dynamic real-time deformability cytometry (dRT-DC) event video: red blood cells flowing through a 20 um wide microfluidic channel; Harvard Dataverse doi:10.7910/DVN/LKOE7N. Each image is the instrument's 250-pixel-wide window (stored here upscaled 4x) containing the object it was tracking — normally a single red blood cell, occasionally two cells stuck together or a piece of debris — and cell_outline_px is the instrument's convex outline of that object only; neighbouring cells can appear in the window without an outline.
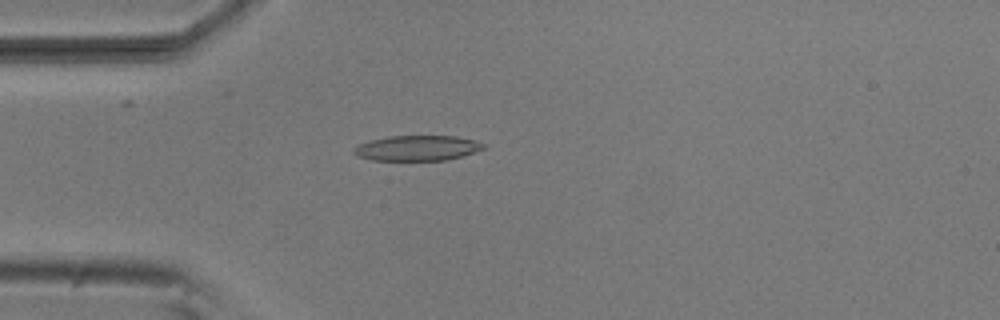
{"species": "common noctule bat (a hibernating species)", "species_latin": "Nyctalus noctula", "temperature_condition": "room temperature", "stored_images_in_passage": 53, "camera_frame_rate_fps": 3000, "um_per_image_px": 0.085, "animal": {"sex": "male", "body_mass_g": 20.5, "forearm_length_mm": 52.5}, "frame": {"image": 1, "passage_image": 14, "time_ms": 4.333, "image_size_px": [1000, 320], "cell_outline_px": [[488, 144], [484, 148], [460, 156], [444, 160], [372, 160], [356, 156], [352, 152], [352, 148], [360, 144], [372, 140], [388, 136], [456, 136], [476, 140]], "centroid_in_image_um": [35.45, 12.58], "position_along_channel_um": 49.6, "area_um2": 19.02}}
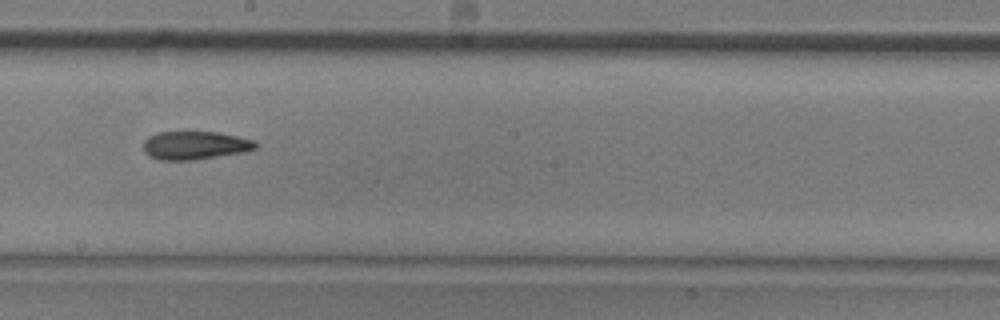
{"frame": {"image": 2, "passage_image": 29, "time_ms": 9.333, "image_size_px": [1000, 320], "cell_outline_px": [[256, 148], [244, 152], [192, 160], [160, 160], [148, 156], [144, 152], [144, 140], [148, 136], [156, 132], [216, 132], [256, 140]], "centroid_in_image_um": [16.54, 12.35], "position_along_channel_um": 231.7, "area_um2": 18.5}}
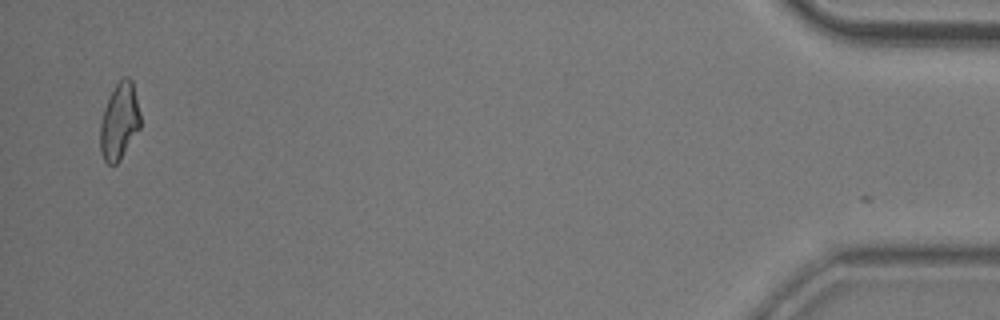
{"frame": {"image": 3, "passage_image": 51, "time_ms": 16.667, "image_size_px": [1000, 320], "cell_outline_px": [[140, 128], [120, 160], [116, 164], [108, 164], [104, 160], [100, 152], [100, 124], [104, 108], [116, 84], [124, 76], [128, 76], [132, 80], [140, 112]], "centroid_in_image_um": [10.15, 10.33], "position_along_channel_um": 425.1, "area_um2": 17.86}, "authors_computed_cell_mechanics": {"area_um2": 18.8428, "velocity_mm_per_s": 3.8301, "shape_relaxation_time_tau1_ms": 8.084, "shape_relaxation_time_tau2_ms": 4.4341, "deformation_change_tau1": 0.2127, "deformation_change_tau2": 0.111}}